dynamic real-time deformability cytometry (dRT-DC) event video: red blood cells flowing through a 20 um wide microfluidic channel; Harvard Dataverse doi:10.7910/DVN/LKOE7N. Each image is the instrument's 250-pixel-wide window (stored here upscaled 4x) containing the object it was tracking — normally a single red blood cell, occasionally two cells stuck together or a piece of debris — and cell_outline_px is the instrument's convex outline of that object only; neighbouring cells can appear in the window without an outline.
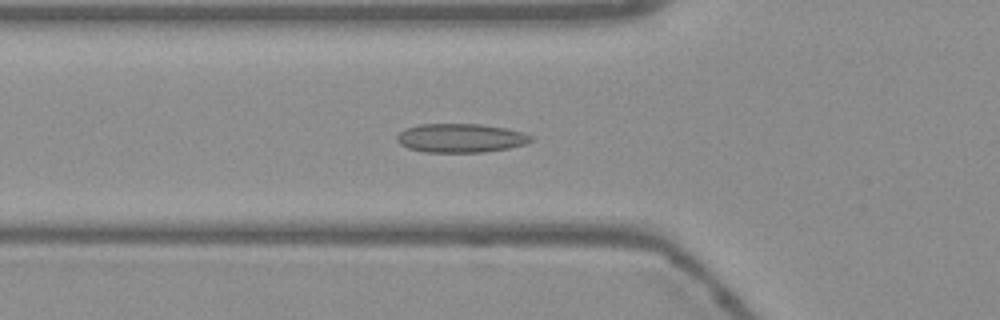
{"species": "Egyptian fruit bat (a non-hibernating species)", "species_latin": "Rousettus aegyptiacus", "temperature_condition": "warm", "stored_images_in_passage": 41, "camera_frame_rate_fps": 3000, "um_per_image_px": 0.085, "frame": {"image": 1, "passage_image": 6, "time_ms": 1.667, "image_size_px": [1000, 320], "cell_outline_px": [[532, 140], [524, 144], [508, 148], [480, 152], [424, 152], [408, 148], [400, 144], [396, 140], [396, 136], [404, 128], [420, 124], [480, 124], [504, 128], [524, 132], [532, 136]], "centroid_in_image_um": [39.11, 11.73], "position_along_channel_um": 86.7, "area_um2": 22.48}}
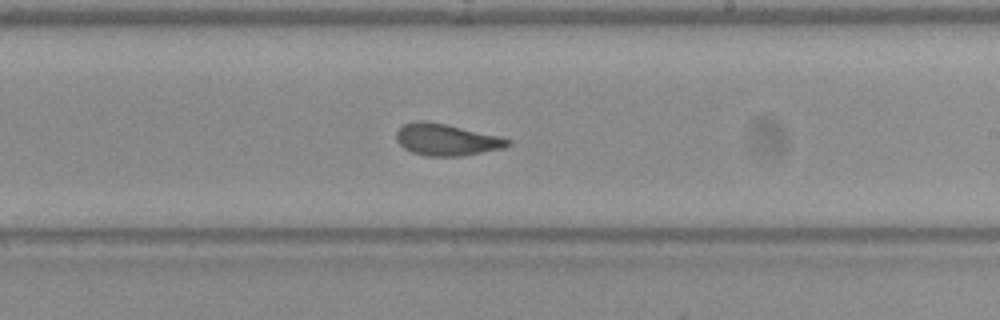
{"frame": {"image": 2, "passage_image": 19, "time_ms": 6.0, "image_size_px": [1000, 320], "cell_outline_px": [[512, 144], [504, 148], [460, 156], [428, 156], [412, 152], [404, 148], [396, 140], [396, 132], [404, 124], [416, 120], [424, 120], [448, 124], [500, 136], [512, 140]], "centroid_in_image_um": [37.97, 11.86], "position_along_channel_um": 251.0, "area_um2": 20.75}}
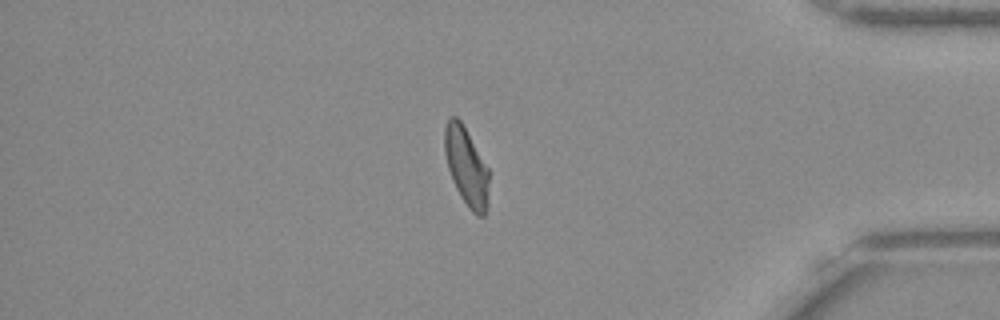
{"frame": {"image": 3, "passage_image": 33, "time_ms": 10.667, "image_size_px": [1000, 320], "cell_outline_px": [[488, 204], [484, 216], [476, 216], [468, 208], [460, 196], [452, 180], [448, 168], [444, 152], [444, 128], [448, 116], [456, 116], [460, 120], [488, 168]], "centroid_in_image_um": [39.62, 14.17], "position_along_channel_um": 395.6, "area_um2": 20.23}, "authors_computed_cell_mechanics": {"area_um2": 20.6924, "velocity_mm_per_s": 3.779, "shape_relaxation_time_tau1_ms": null, "shape_relaxation_time_tau2_ms": 1.7976, "deformation_change_tau1": null, "deformation_change_tau2": 0.0854}}